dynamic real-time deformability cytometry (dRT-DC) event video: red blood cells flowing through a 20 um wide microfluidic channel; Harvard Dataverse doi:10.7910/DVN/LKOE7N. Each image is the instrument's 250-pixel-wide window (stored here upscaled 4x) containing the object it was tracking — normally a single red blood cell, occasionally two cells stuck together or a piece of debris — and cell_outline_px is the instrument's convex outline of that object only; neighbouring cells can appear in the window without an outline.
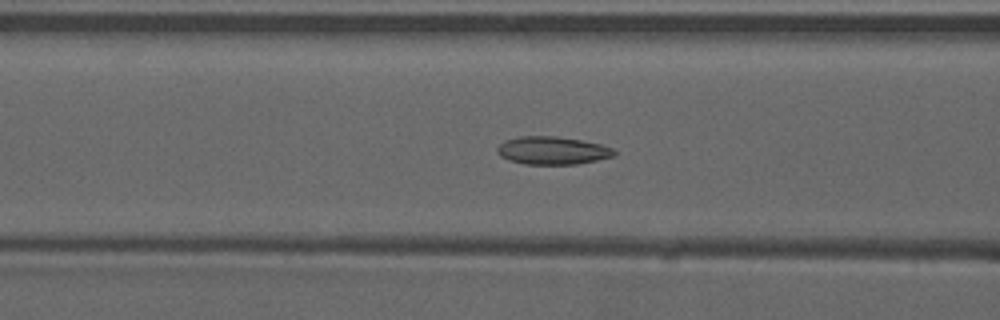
{"species": "common noctule bat (a hibernating species)", "species_latin": "Nyctalus noctula", "temperature_condition": "warm", "stored_images_in_passage": 52, "camera_frame_rate_fps": 3000, "um_per_image_px": 0.085, "animal": {"sex": "male", "forearm_length_mm": 52.5}, "frame": {"image": 1, "passage_image": 21, "time_ms": 6.667, "image_size_px": [1000, 320], "cell_outline_px": [[616, 152], [612, 156], [596, 160], [576, 164], [524, 164], [508, 160], [500, 156], [496, 152], [496, 148], [504, 140], [520, 136], [556, 136], [580, 140], [600, 144], [612, 148]], "centroid_in_image_um": [46.89, 12.79], "position_along_channel_um": 119.7, "area_um2": 18.96}}
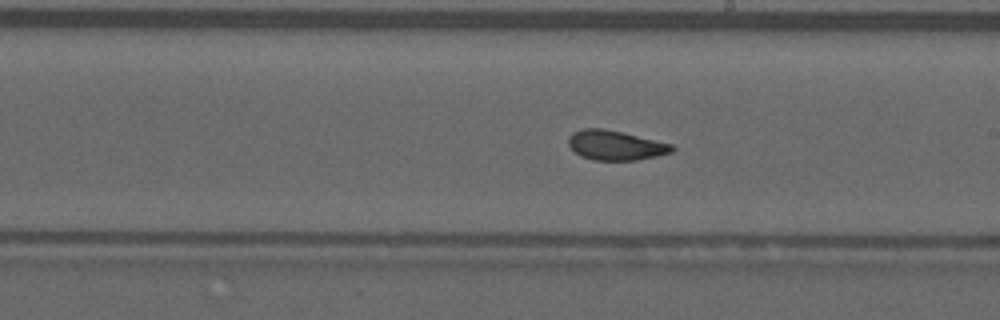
{"frame": {"image": 2, "passage_image": 30, "time_ms": 9.667, "image_size_px": [1000, 320], "cell_outline_px": [[676, 148], [672, 152], [656, 156], [636, 160], [596, 160], [580, 156], [568, 144], [568, 136], [572, 132], [580, 128], [604, 128], [672, 144]], "centroid_in_image_um": [52.29, 12.34], "position_along_channel_um": 236.7, "area_um2": 17.86}}
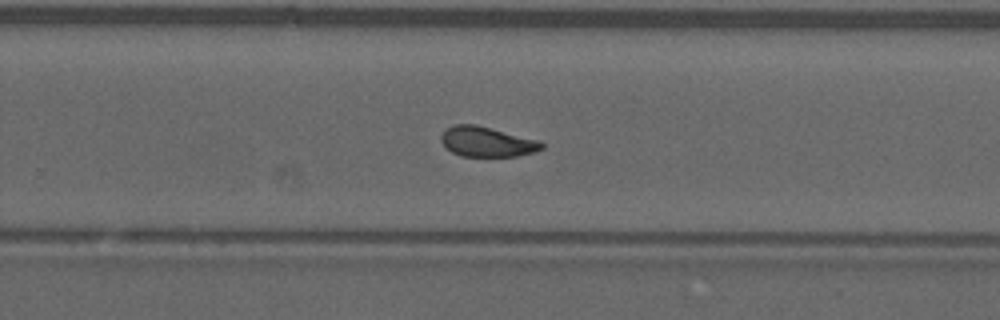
{"frame": {"image": 3, "passage_image": 34, "time_ms": 11.0, "image_size_px": [1000, 320], "cell_outline_px": [[544, 148], [536, 152], [516, 156], [460, 156], [452, 152], [440, 140], [440, 136], [452, 124], [476, 124], [540, 140], [544, 144]], "centroid_in_image_um": [41.43, 12.04], "position_along_channel_um": 288.4, "area_um2": 17.69}, "authors_computed_cell_mechanics": {"area_um2": 18.4093, "velocity_mm_per_s": 3.9115, "shape_relaxation_time_tau1_ms": 10.3032, "shape_relaxation_time_tau2_ms": 1.7253, "deformation_change_tau1": 0.2252, "deformation_change_tau2": 0.0712}}